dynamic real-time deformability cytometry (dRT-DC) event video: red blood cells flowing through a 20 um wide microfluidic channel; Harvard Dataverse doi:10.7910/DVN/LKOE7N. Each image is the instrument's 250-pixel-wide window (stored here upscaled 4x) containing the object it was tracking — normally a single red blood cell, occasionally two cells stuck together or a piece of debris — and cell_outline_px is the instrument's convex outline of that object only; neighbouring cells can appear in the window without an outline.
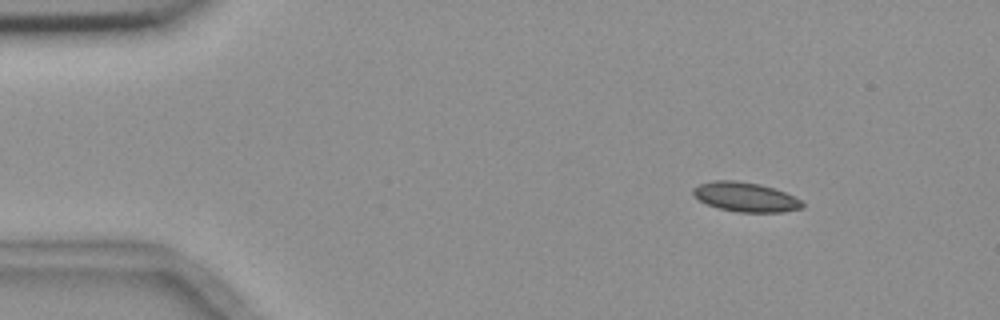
{"species": "common noctule bat (a hibernating species)", "species_latin": "Nyctalus noctula", "temperature_condition": "room temperature", "stored_images_in_passage": 5, "camera_frame_rate_fps": 3000, "um_per_image_px": 0.085, "animal": {"sex": "female", "body_mass_g": 18.4}, "frame": {"image": 1, "passage_image": 2, "time_ms": 1.333, "image_size_px": [1000, 320], "cell_outline_px": [[804, 208], [784, 212], [736, 212], [716, 208], [700, 200], [692, 192], [692, 188], [700, 184], [716, 180], [736, 180], [760, 184], [776, 188], [800, 200], [804, 204]], "centroid_in_image_um": [63.38, 16.75], "position_along_channel_um": 21.6, "area_um2": 18.79}}
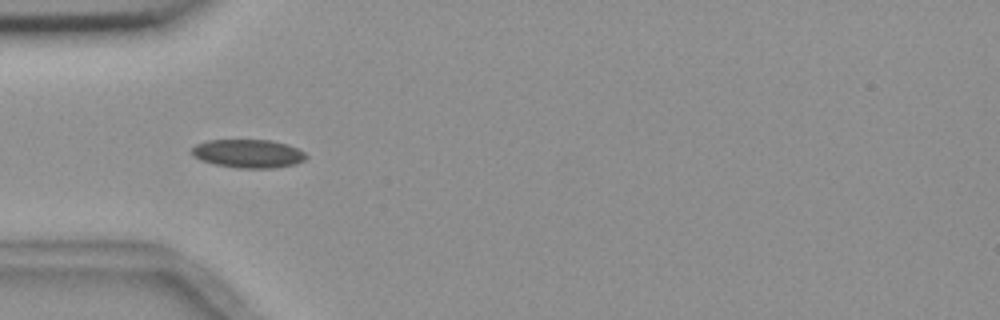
{"frame": {"image": 2, "passage_image": 5, "time_ms": 4.667, "image_size_px": [1000, 320], "cell_outline_px": [[308, 156], [304, 160], [296, 164], [276, 168], [236, 168], [216, 164], [200, 160], [192, 156], [192, 148], [196, 144], [208, 140], [272, 140], [296, 148], [304, 152]], "centroid_in_image_um": [21.09, 13.06], "position_along_channel_um": 63.9, "area_um2": 18.96}}